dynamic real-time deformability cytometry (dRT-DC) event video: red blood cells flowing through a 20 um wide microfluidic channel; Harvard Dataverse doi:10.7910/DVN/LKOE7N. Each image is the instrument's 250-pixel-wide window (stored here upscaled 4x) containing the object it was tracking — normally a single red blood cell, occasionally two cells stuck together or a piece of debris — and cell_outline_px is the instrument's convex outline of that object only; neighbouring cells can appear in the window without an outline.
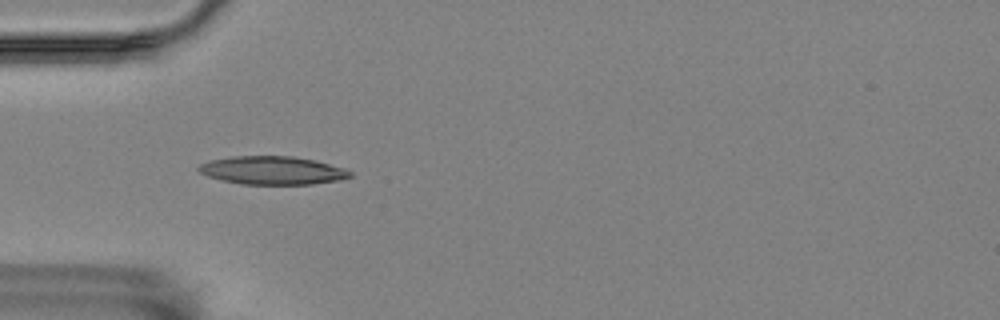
{"species": "Egyptian fruit bat (a non-hibernating species)", "species_latin": "Rousettus aegyptiacus", "temperature_condition": "room temperature", "stored_images_in_passage": 11, "camera_frame_rate_fps": 3000, "um_per_image_px": 0.085, "animal": {"sex": "female"}, "frame": {"image": 1, "passage_image": 8, "time_ms": 2.333, "image_size_px": [1000, 320], "cell_outline_px": [[352, 176], [340, 180], [312, 184], [240, 184], [220, 180], [208, 176], [200, 172], [196, 168], [200, 164], [208, 160], [232, 156], [292, 156], [316, 160], [344, 168], [352, 172]], "centroid_in_image_um": [23.14, 14.48], "position_along_channel_um": 61.9, "area_um2": 25.09}}